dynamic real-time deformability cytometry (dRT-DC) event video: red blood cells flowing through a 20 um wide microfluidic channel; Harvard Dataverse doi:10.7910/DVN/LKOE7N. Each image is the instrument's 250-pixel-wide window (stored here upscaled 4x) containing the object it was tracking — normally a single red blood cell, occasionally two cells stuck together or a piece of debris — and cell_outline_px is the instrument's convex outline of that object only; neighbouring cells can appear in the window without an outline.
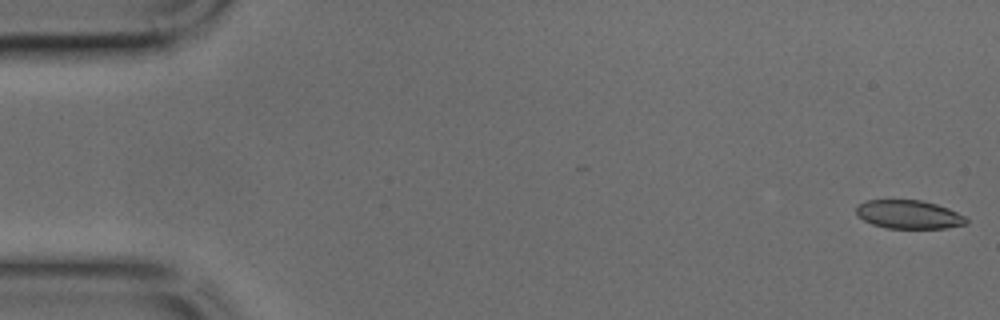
{"species": "common noctule bat (a hibernating species)", "species_latin": "Nyctalus noctula", "temperature_condition": "cold", "stored_images_in_passage": 44, "camera_frame_rate_fps": 3000, "um_per_image_px": 0.085, "animal": {"sex": "male", "body_mass_g": 17.9, "forearm_length_mm": 54.2}, "frame": {"image": 1, "passage_image": 1, "time_ms": 0.0, "image_size_px": [1000, 320], "cell_outline_px": [[968, 224], [944, 228], [884, 228], [872, 224], [864, 220], [856, 212], [856, 208], [860, 204], [868, 200], [920, 200], [936, 204], [948, 208], [964, 216], [968, 220]], "centroid_in_image_um": [77.27, 18.23], "position_along_channel_um": 7.7, "area_um2": 18.15}}
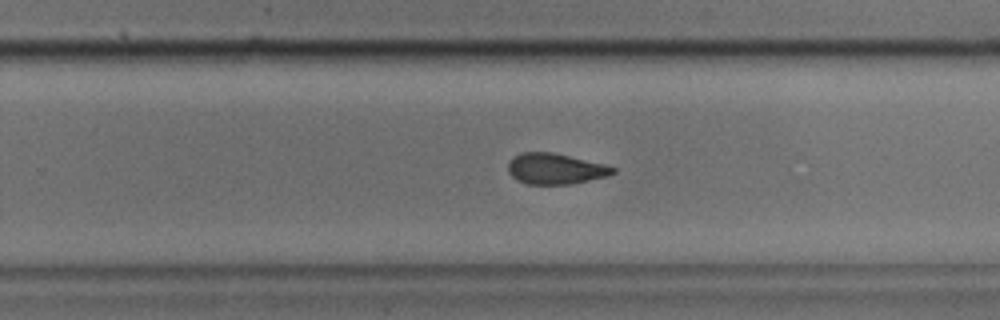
{"frame": {"image": 2, "passage_image": 28, "time_ms": 9.0, "image_size_px": [1000, 320], "cell_outline_px": [[616, 172], [608, 176], [572, 184], [528, 184], [516, 180], [508, 172], [508, 160], [512, 156], [520, 152], [552, 152], [604, 164], [616, 168]], "centroid_in_image_um": [47.17, 14.34], "position_along_channel_um": 282.6, "area_um2": 18.96}}
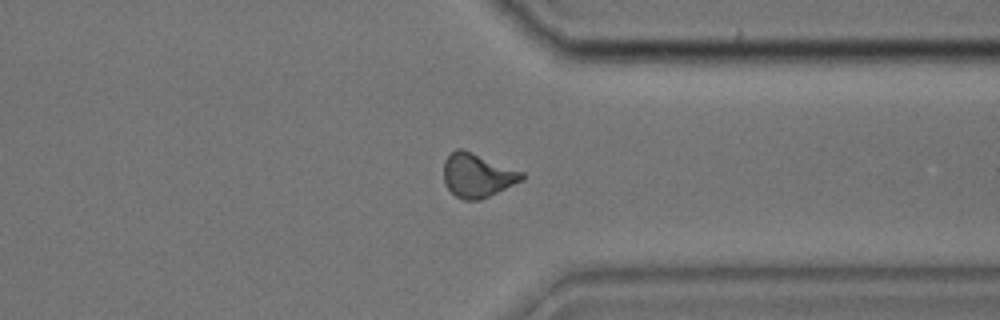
{"frame": {"image": 3, "passage_image": 34, "time_ms": 11.0, "image_size_px": [1000, 320], "cell_outline_px": [[524, 180], [480, 200], [464, 200], [456, 196], [444, 184], [444, 160], [456, 148], [464, 148], [524, 172]], "centroid_in_image_um": [40.58, 14.89], "position_along_channel_um": 370.8, "area_um2": 20.17}}